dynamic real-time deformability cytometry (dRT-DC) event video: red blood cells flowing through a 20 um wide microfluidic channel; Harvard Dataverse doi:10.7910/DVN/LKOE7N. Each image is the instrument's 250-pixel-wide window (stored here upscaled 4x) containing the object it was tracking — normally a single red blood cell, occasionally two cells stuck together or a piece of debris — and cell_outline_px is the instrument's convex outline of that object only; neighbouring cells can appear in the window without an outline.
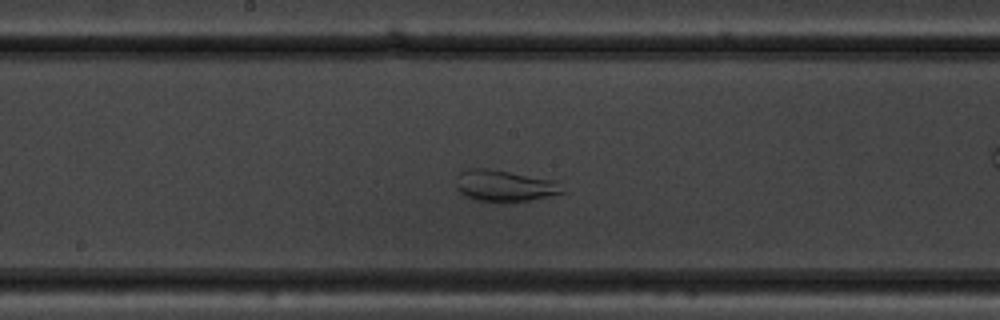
{"species": "common noctule bat (a hibernating species)", "species_latin": "Nyctalus noctula", "temperature_condition": "warm", "stored_images_in_passage": 37, "camera_frame_rate_fps": 3000, "um_per_image_px": 0.085, "animal": {"sex": "male", "body_mass_g": 19.5, "forearm_length_mm": 54.6}, "frame": {"image": 1, "passage_image": 11, "time_ms": 3.333, "image_size_px": [1000, 320], "cell_outline_px": [[564, 192], [548, 196], [528, 200], [500, 204], [472, 200], [460, 192], [456, 188], [456, 184], [460, 172], [468, 168], [488, 168], [552, 180]], "centroid_in_image_um": [42.78, 15.82], "position_along_channel_um": 205.4, "area_um2": 19.42}}
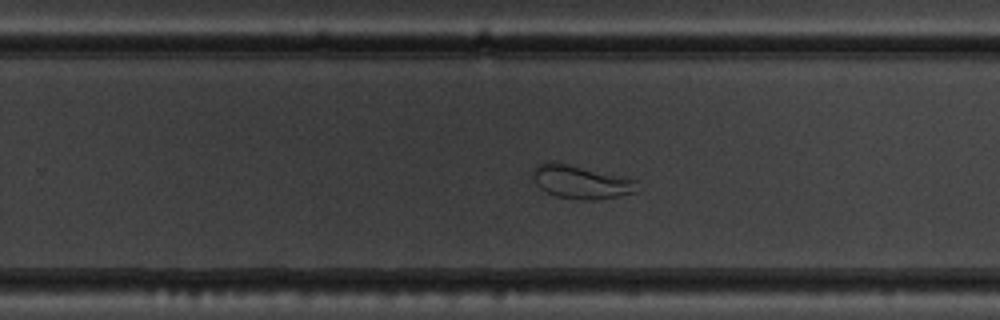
{"frame": {"image": 2, "passage_image": 17, "time_ms": 5.333, "image_size_px": [1000, 320], "cell_outline_px": [[636, 192], [600, 200], [580, 200], [556, 196], [540, 188], [536, 184], [532, 176], [532, 168], [544, 160], [552, 160], [624, 176], [636, 180]], "centroid_in_image_um": [49.33, 15.44], "position_along_channel_um": 280.5, "area_um2": 20.69}}
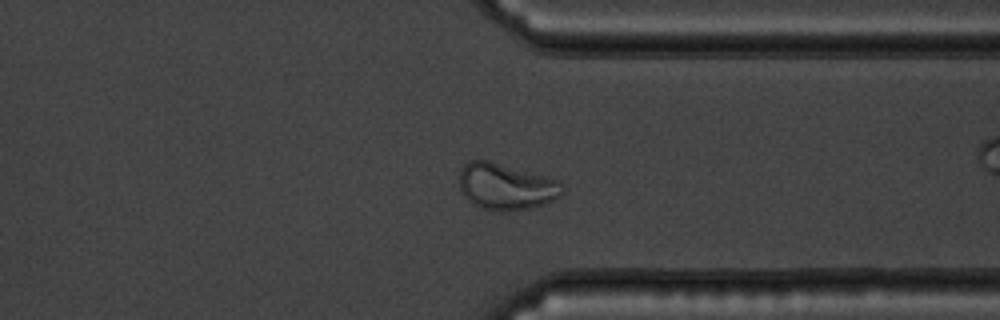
{"frame": {"image": 3, "passage_image": 24, "time_ms": 7.667, "image_size_px": [1000, 320], "cell_outline_px": [[564, 192], [560, 196], [552, 200], [528, 208], [508, 212], [504, 212], [480, 208], [472, 204], [464, 196], [460, 188], [460, 168], [468, 160], [488, 160], [560, 180], [564, 184]], "centroid_in_image_um": [43.0, 15.85], "position_along_channel_um": 368.4, "area_um2": 28.03}}